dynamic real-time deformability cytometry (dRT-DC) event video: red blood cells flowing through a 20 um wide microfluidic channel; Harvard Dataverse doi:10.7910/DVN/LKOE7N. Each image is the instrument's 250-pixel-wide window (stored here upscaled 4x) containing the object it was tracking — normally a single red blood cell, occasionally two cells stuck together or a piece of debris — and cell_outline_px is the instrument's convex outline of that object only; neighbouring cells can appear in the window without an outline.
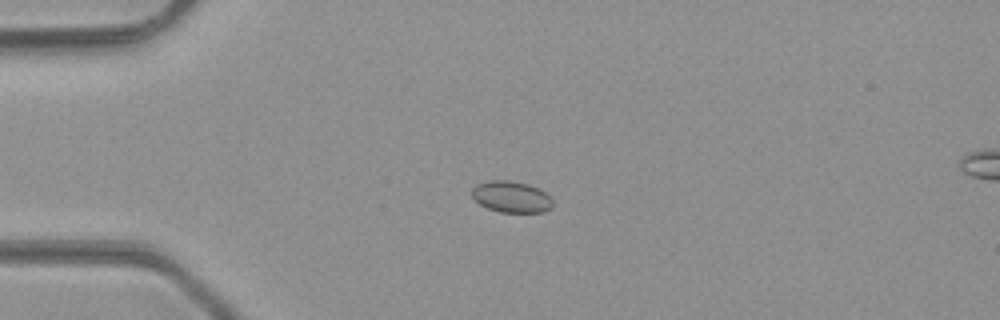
{"species": "common noctule bat (a hibernating species)", "species_latin": "Nyctalus noctula", "temperature_condition": "room temperature", "stored_images_in_passage": 48, "camera_frame_rate_fps": 3000, "um_per_image_px": 0.085, "animal": {"sex": "male", "body_mass_g": 23.1, "forearm_length_mm": 52.7}, "frame": {"image": 1, "passage_image": 12, "time_ms": 3.667, "image_size_px": [1000, 320], "cell_outline_px": [[552, 208], [544, 212], [500, 212], [488, 208], [480, 204], [472, 196], [472, 188], [476, 184], [488, 180], [508, 180], [528, 184], [540, 188], [552, 200]], "centroid_in_image_um": [43.46, 16.72], "position_along_channel_um": 41.5, "area_um2": 14.8}}
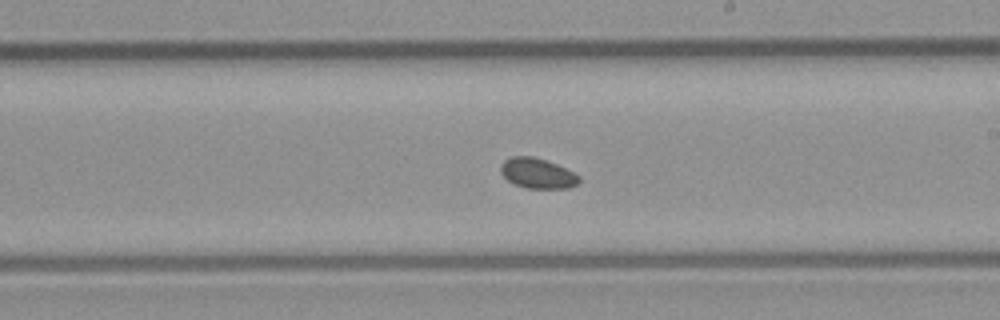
{"frame": {"image": 2, "passage_image": 28, "time_ms": 9.0, "image_size_px": [1000, 320], "cell_outline_px": [[580, 180], [576, 184], [568, 188], [528, 188], [516, 184], [508, 180], [500, 172], [500, 164], [504, 160], [512, 156], [532, 156], [556, 164], [580, 176]], "centroid_in_image_um": [45.66, 14.72], "position_along_channel_um": 243.3, "area_um2": 13.58}}
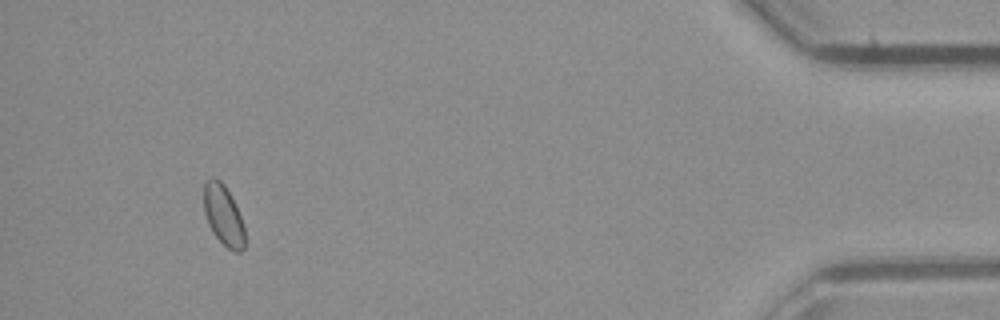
{"frame": {"image": 3, "passage_image": 45, "time_ms": 14.667, "image_size_px": [1000, 320], "cell_outline_px": [[244, 248], [240, 252], [236, 252], [228, 248], [212, 232], [208, 224], [204, 212], [204, 184], [212, 176], [220, 180], [224, 184], [240, 216], [244, 228]], "centroid_in_image_um": [18.97, 18.3], "position_along_channel_um": 416.2, "area_um2": 14.1}, "authors_computed_cell_mechanics": {"area_um2": 14.161, "velocity_mm_per_s": 4.3022, "shape_relaxation_time_tau1_ms": 3.313, "shape_relaxation_time_tau2_ms": null, "deformation_change_tau1": 0.0361, "deformation_change_tau2": null}}